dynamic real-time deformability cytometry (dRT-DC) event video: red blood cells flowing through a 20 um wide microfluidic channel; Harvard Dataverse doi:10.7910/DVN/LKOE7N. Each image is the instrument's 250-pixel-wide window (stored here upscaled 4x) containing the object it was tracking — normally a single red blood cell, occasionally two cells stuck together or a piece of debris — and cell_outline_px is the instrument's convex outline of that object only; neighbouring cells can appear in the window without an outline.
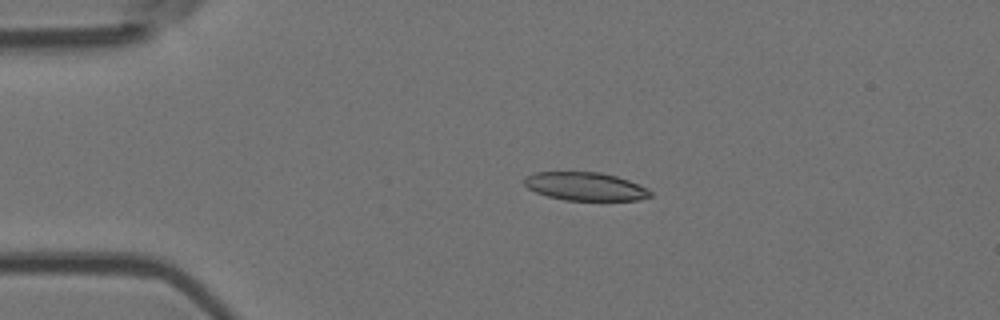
{"species": "Egyptian fruit bat (a non-hibernating species)", "species_latin": "Rousettus aegyptiacus", "temperature_condition": "room temperature", "stored_images_in_passage": 4, "camera_frame_rate_fps": 3000, "um_per_image_px": 0.085, "animal": {"sex": "female"}, "frame": {"image": 1, "passage_image": 3, "time_ms": 0.667, "image_size_px": [1000, 320], "cell_outline_px": [[652, 196], [640, 200], [564, 200], [548, 196], [536, 192], [528, 188], [524, 184], [524, 176], [536, 172], [600, 172], [616, 176], [628, 180], [648, 188], [652, 192]], "centroid_in_image_um": [49.76, 15.84], "position_along_channel_um": 35.2, "area_um2": 20.81}}